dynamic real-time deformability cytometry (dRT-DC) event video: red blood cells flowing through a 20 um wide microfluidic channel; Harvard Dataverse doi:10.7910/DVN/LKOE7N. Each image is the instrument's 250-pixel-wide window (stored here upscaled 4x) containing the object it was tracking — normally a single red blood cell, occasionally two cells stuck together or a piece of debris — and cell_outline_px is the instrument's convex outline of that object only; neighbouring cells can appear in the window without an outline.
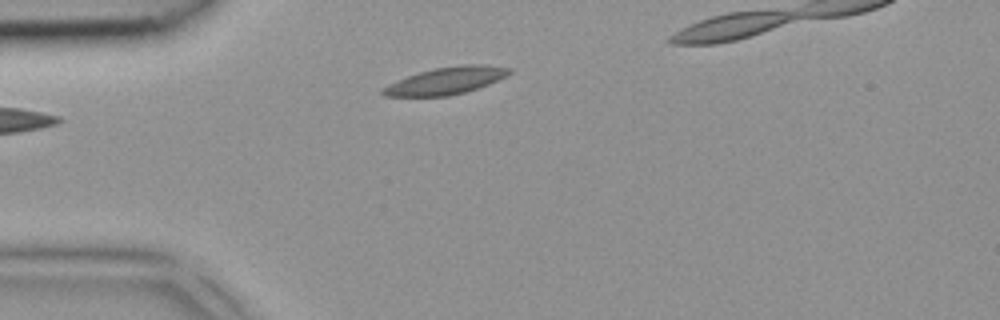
{"species": "common noctule bat (a hibernating species)", "species_latin": "Nyctalus noctula", "temperature_condition": "room temperature", "stored_images_in_passage": 2, "camera_frame_rate_fps": 3000, "um_per_image_px": 0.085, "animal": {"sex": "female", "body_mass_g": 18.4}, "frame": {"image": 1, "passage_image": 2, "time_ms": 0.333, "image_size_px": [1000, 320], "cell_outline_px": [[512, 72], [508, 76], [488, 84], [464, 92], [448, 96], [384, 96], [380, 92], [380, 88], [388, 84], [408, 76], [432, 68], [460, 64], [488, 64], [512, 68]], "centroid_in_image_um": [37.94, 6.84], "position_along_channel_um": 47.1, "area_um2": 20.17}}